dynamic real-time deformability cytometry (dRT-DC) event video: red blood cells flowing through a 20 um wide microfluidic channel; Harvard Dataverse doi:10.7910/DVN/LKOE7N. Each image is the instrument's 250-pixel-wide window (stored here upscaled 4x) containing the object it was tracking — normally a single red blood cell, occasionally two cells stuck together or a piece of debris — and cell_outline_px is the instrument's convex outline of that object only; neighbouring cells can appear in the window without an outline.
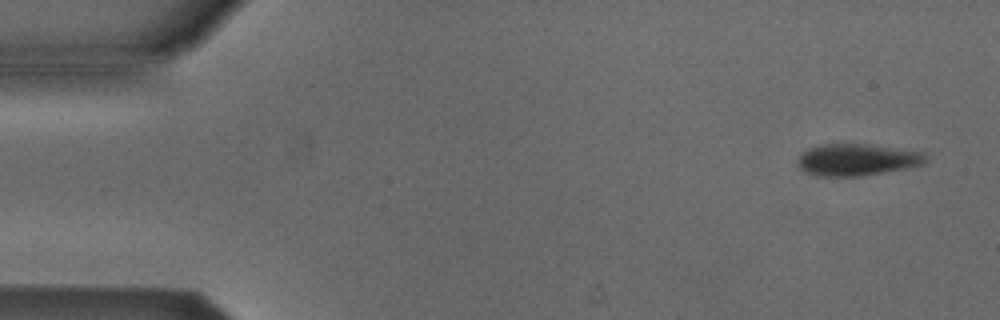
{"species": "Egyptian fruit bat (a non-hibernating species)", "species_latin": "Rousettus aegyptiacus", "temperature_condition": "cold", "stored_images_in_passage": 5, "camera_frame_rate_fps": 3000, "um_per_image_px": 0.085, "animal": {"sex": "male"}, "frame": {"image": 1, "passage_image": 1, "time_ms": 0.0, "image_size_px": [1000, 320], "cell_outline_px": [[928, 160], [924, 164], [904, 168], [860, 176], [816, 176], [800, 168], [796, 164], [796, 160], [808, 148], [820, 144], [864, 144], [924, 152], [928, 156]], "centroid_in_image_um": [72.83, 13.57], "position_along_channel_um": 12.2, "area_um2": 23.58}}
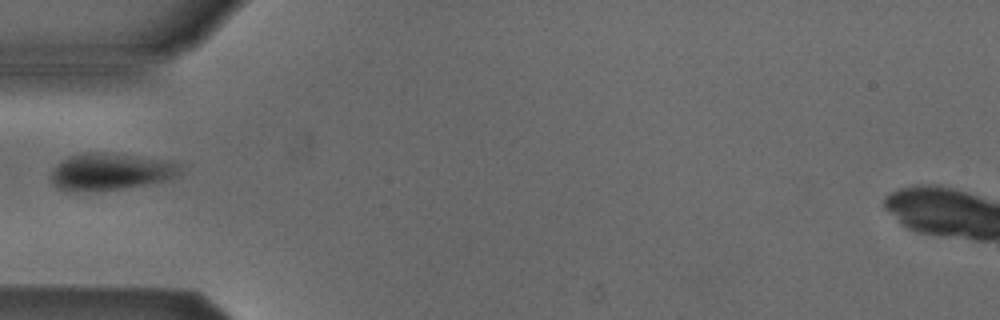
{"frame": {"image": 2, "passage_image": 4, "time_ms": 4.667, "image_size_px": [1000, 320], "cell_outline_px": [[184, 164], [180, 176], [172, 180], [96, 192], [68, 192], [56, 188], [52, 184], [48, 176], [52, 168], [60, 160], [68, 156], [84, 152], [104, 152], [172, 160]], "centroid_in_image_um": [9.39, 14.6], "position_along_channel_um": 75.6, "area_um2": 29.19}}